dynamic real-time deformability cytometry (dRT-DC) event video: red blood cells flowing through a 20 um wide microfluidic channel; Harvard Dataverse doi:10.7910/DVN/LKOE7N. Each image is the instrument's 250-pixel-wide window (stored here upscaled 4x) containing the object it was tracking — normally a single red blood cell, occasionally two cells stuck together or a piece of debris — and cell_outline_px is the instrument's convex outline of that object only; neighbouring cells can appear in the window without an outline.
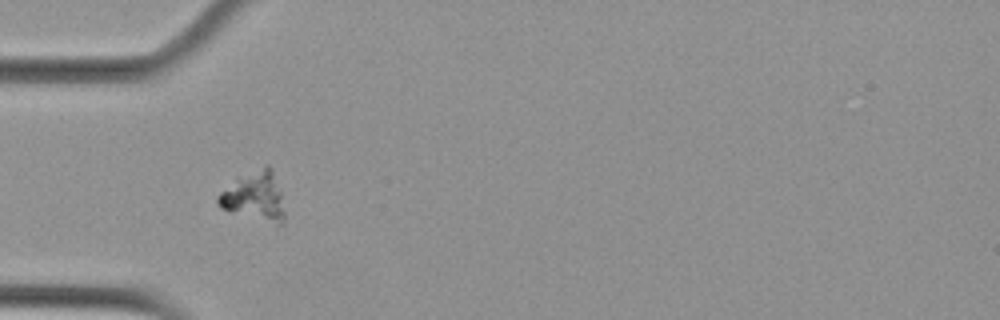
{"species": "Egyptian fruit bat (a non-hibernating species)", "species_latin": "Rousettus aegyptiacus", "temperature_condition": "cold", "stored_images_in_passage": 5, "camera_frame_rate_fps": 3000, "um_per_image_px": 0.085, "animal": {"sex": "female"}, "frame": {"image": 1, "passage_image": 4, "time_ms": 1.0, "image_size_px": [1000, 320], "cell_outline_px": [[284, 224], [276, 228], [220, 208], [216, 204], [216, 196], [236, 176], [264, 164], [268, 164], [272, 168], [280, 192], [284, 212]], "centroid_in_image_um": [21.62, 16.72], "position_along_channel_um": 63.4, "area_um2": 20.17}}
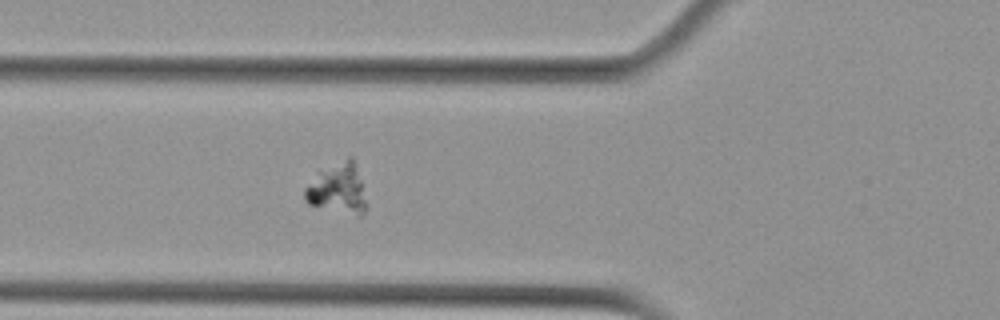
{"frame": {"image": 2, "passage_image": 5, "time_ms": 1.333, "image_size_px": [1000, 320], "cell_outline_px": [[368, 208], [364, 216], [356, 216], [308, 204], [304, 200], [304, 188], [320, 172], [348, 156], [352, 156], [368, 204]], "centroid_in_image_um": [28.75, 16.1], "position_along_channel_um": 97.1, "area_um2": 17.98}}